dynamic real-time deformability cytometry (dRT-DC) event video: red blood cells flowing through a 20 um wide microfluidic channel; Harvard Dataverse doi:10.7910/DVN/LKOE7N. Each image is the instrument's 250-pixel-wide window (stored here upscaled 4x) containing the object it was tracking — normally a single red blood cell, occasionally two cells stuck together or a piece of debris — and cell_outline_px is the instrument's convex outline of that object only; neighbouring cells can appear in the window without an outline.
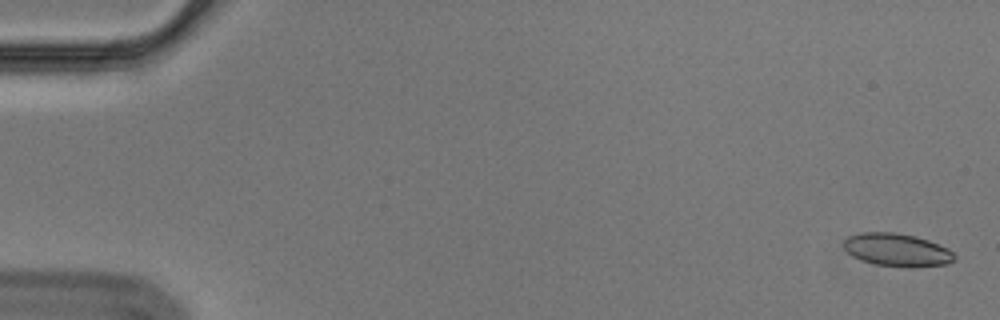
{"species": "Egyptian fruit bat (a non-hibernating species)", "species_latin": "Rousettus aegyptiacus", "temperature_condition": "cold", "stored_images_in_passage": 57, "camera_frame_rate_fps": 3000, "um_per_image_px": 0.085, "animal": {"sex": "male"}, "frame": {"image": 1, "passage_image": 2, "time_ms": 0.333, "image_size_px": [1000, 320], "cell_outline_px": [[956, 260], [948, 264], [912, 268], [908, 268], [876, 264], [860, 260], [852, 256], [844, 248], [844, 240], [848, 236], [860, 232], [896, 232], [916, 236], [928, 240], [948, 248], [956, 256]], "centroid_in_image_um": [76.27, 21.25], "position_along_channel_um": 8.7, "area_um2": 21.56}}
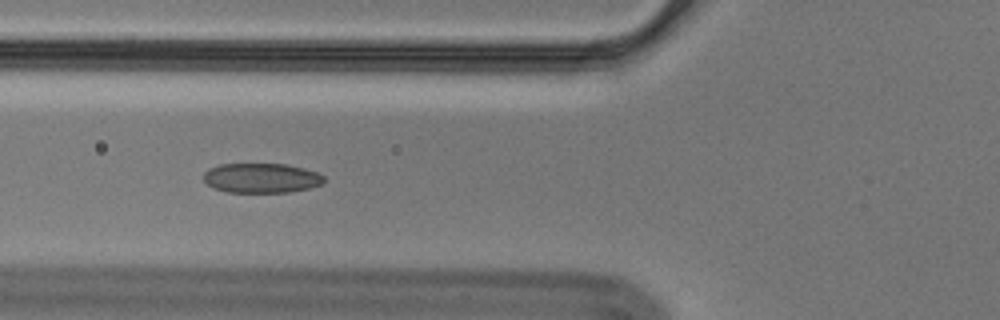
{"frame": {"image": 2, "passage_image": 22, "time_ms": 7.0, "image_size_px": [1000, 320], "cell_outline_px": [[324, 180], [320, 184], [308, 188], [288, 192], [228, 192], [212, 188], [204, 180], [204, 172], [208, 168], [220, 164], [288, 164], [304, 168], [316, 172], [324, 176]], "centroid_in_image_um": [22.18, 15.12], "position_along_channel_um": 103.6, "area_um2": 20.81}}
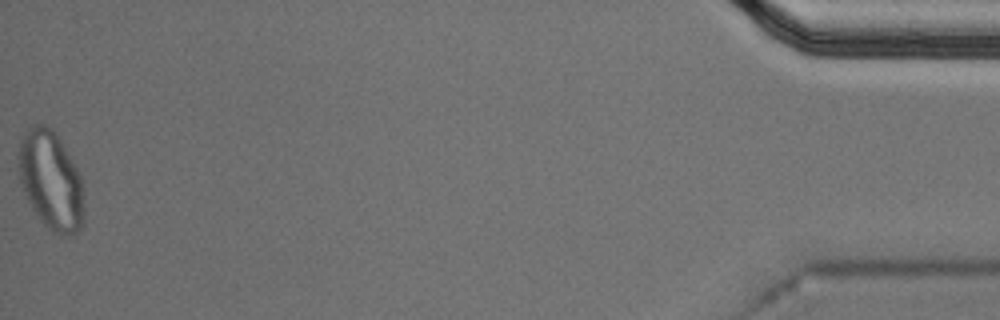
{"frame": {"image": 3, "passage_image": 57, "time_ms": 18.667, "image_size_px": [1000, 320], "cell_outline_px": [[84, 224], [72, 236], [60, 236], [52, 232], [40, 220], [32, 208], [24, 192], [16, 168], [16, 152], [20, 140], [24, 132], [32, 124], [44, 124], [52, 128], [56, 132], [76, 168], [84, 184]], "centroid_in_image_um": [4.31, 15.33], "position_along_channel_um": 430.9, "area_um2": 38.67}, "authors_computed_cell_mechanics": {"area_um2": 21.8484, "velocity_mm_per_s": 3.5799, "shape_relaxation_time_tau1_ms": null, "shape_relaxation_time_tau2_ms": 2.7082, "deformation_change_tau1": null, "deformation_change_tau2": 0.0764}}